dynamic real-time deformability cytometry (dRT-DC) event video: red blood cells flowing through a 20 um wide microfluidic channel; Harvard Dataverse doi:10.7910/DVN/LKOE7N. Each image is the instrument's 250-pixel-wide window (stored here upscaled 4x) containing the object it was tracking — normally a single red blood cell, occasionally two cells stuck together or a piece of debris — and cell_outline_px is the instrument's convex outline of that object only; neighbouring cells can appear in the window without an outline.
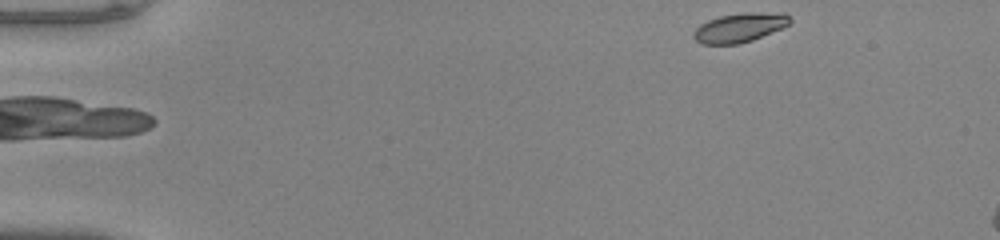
{"species": "common noctule bat (a hibernating species)", "species_latin": "Nyctalus noctula", "temperature_condition": "warm", "stored_images_in_passage": 1, "camera_frame_rate_fps": 3000, "um_per_image_px": 0.085, "animal": {"sex": "male", "body_mass_g": 20.0, "forearm_length_mm": 53.3}, "frame": {"image": 1, "passage_image": 1, "time_ms": 0.0, "image_size_px": [1000, 240], "cell_outline_px": [[792, 20], [788, 24], [780, 28], [752, 40], [736, 44], [700, 44], [692, 36], [692, 32], [700, 24], [708, 20], [720, 16], [744, 12], [752, 12], [788, 16]], "centroid_in_image_um": [62.75, 2.37], "position_along_channel_um": 22.3, "area_um2": 15.9}}